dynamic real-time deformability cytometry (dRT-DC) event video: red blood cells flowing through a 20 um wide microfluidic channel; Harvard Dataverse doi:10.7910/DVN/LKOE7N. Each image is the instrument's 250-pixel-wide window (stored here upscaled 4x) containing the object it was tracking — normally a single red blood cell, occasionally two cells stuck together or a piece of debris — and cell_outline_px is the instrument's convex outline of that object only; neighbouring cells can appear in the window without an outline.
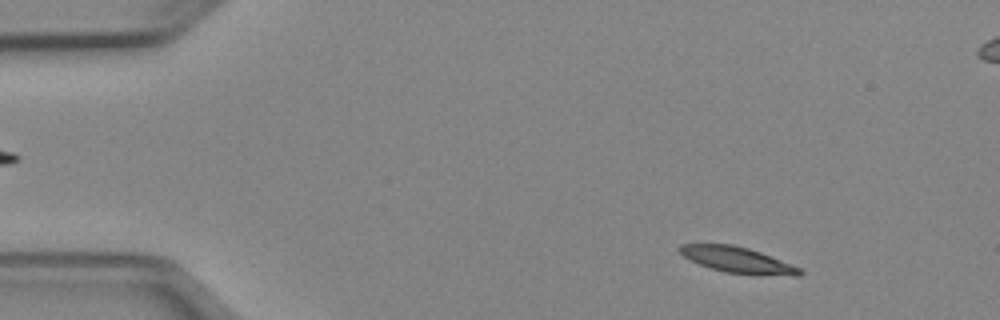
{"species": "Egyptian fruit bat (a non-hibernating species)", "species_latin": "Rousettus aegyptiacus", "temperature_condition": "cold", "stored_images_in_passage": 48, "segment_of_instrument_passage": [1, 2], "camera_frame_rate_fps": 3000, "um_per_image_px": 0.085, "animal": {"sex": "female"}, "frame": {"image": 1, "passage_image": 2, "time_ms": 0.333, "image_size_px": [1000, 320], "cell_outline_px": [[804, 272], [800, 276], [792, 276], [724, 272], [700, 264], [684, 256], [676, 248], [680, 244], [732, 244], [748, 248], [760, 252], [792, 264], [800, 268]], "centroid_in_image_um": [62.7, 22.08], "position_along_channel_um": 22.3, "area_um2": 17.86}}
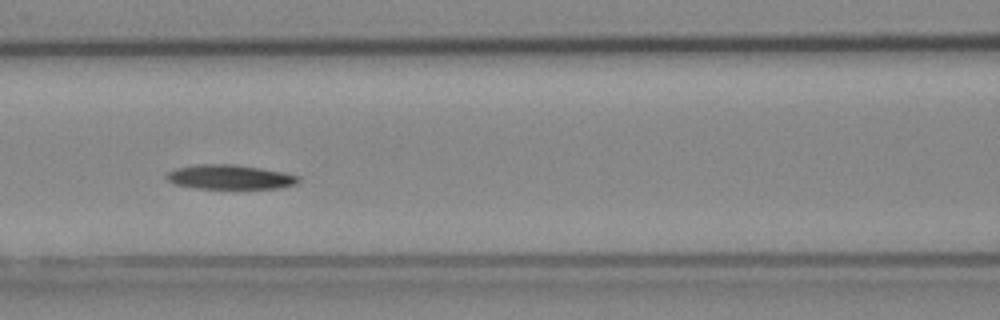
{"frame": {"image": 2, "passage_image": 18, "time_ms": 5.667, "image_size_px": [1000, 320], "cell_outline_px": [[300, 180], [296, 184], [280, 188], [196, 188], [176, 184], [168, 180], [164, 176], [168, 172], [176, 168], [196, 164], [232, 164], [260, 168], [284, 172], [300, 176]], "centroid_in_image_um": [19.55, 15.04], "position_along_channel_um": 147.0, "area_um2": 18.73}}
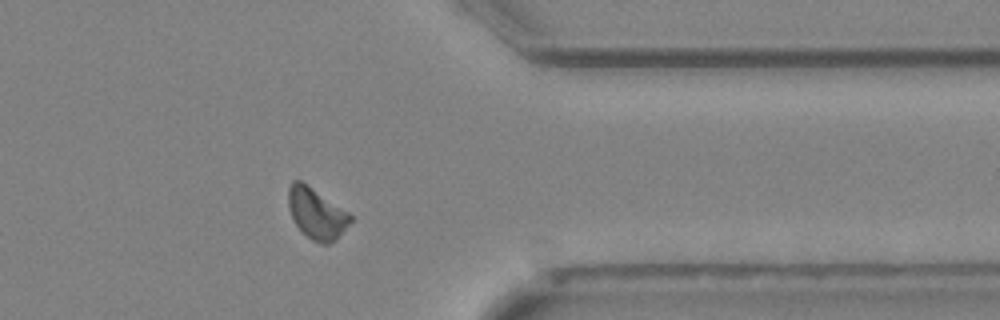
{"frame": {"image": 3, "passage_image": 37, "time_ms": 12.0, "image_size_px": [1000, 320], "cell_outline_px": [[352, 220], [336, 240], [328, 244], [320, 244], [312, 240], [292, 220], [288, 208], [288, 188], [292, 180], [300, 180], [308, 184], [348, 212], [352, 216]], "centroid_in_image_um": [26.88, 18.13], "position_along_channel_um": 384.5, "area_um2": 18.44}}